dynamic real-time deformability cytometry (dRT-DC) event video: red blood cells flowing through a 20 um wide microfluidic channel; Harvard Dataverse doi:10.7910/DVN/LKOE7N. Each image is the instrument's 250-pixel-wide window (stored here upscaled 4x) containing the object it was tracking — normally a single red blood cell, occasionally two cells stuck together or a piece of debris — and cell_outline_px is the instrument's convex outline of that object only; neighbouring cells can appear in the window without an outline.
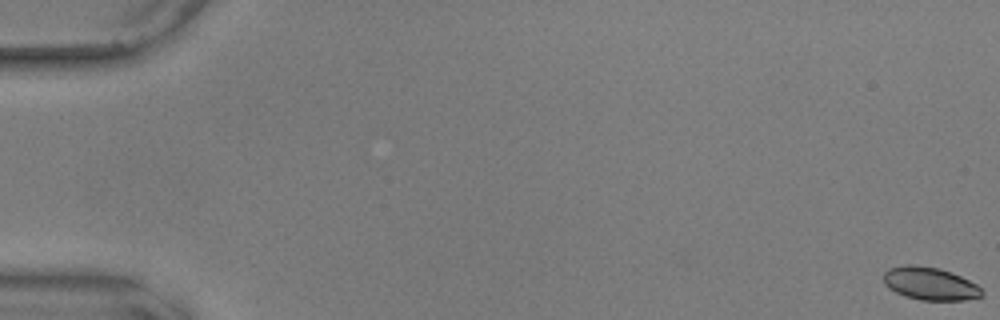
{"species": "common noctule bat (a hibernating species)", "species_latin": "Nyctalus noctula", "temperature_condition": "warm", "stored_images_in_passage": 58, "camera_frame_rate_fps": 3000, "um_per_image_px": 0.085, "animal": {"sex": "male", "body_mass_g": 17.9, "forearm_length_mm": 54.2}, "frame": {"image": 1, "passage_image": 1, "time_ms": 0.0, "image_size_px": [1000, 320], "cell_outline_px": [[984, 296], [964, 300], [920, 300], [904, 296], [888, 288], [884, 284], [884, 272], [888, 268], [904, 264], [916, 264], [940, 268], [952, 272], [984, 288]], "centroid_in_image_um": [79.06, 24.1], "position_along_channel_um": 5.9, "area_um2": 19.19}}
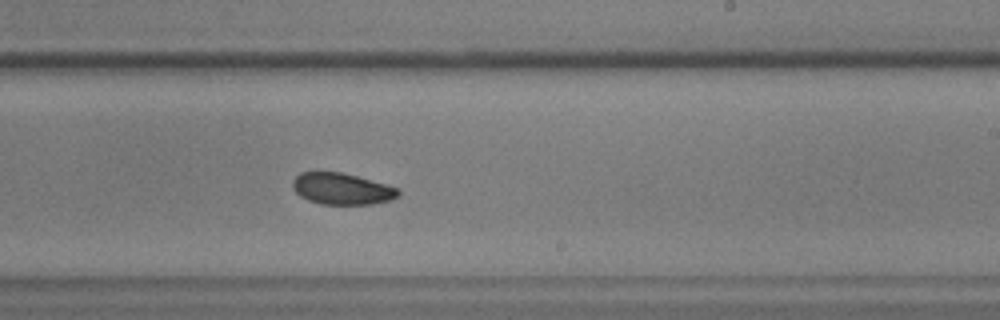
{"frame": {"image": 2, "passage_image": 36, "time_ms": 11.667, "image_size_px": [1000, 320], "cell_outline_px": [[400, 196], [392, 200], [372, 204], [320, 204], [308, 200], [300, 196], [292, 188], [292, 180], [300, 172], [340, 172], [388, 184], [396, 188], [400, 192]], "centroid_in_image_um": [29.06, 16.05], "position_along_channel_um": 259.9, "area_um2": 19.48}}
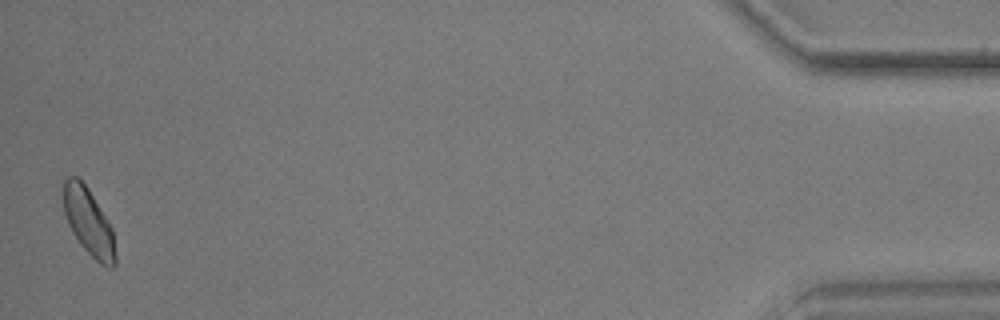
{"frame": {"image": 3, "passage_image": 57, "time_ms": 18.667, "image_size_px": [1000, 320], "cell_outline_px": [[116, 264], [112, 268], [108, 268], [100, 264], [80, 244], [72, 232], [68, 224], [64, 212], [64, 176], [76, 176], [88, 188], [112, 228], [116, 256]], "centroid_in_image_um": [7.53, 18.88], "position_along_channel_um": 427.7, "area_um2": 20.06}, "authors_computed_cell_mechanics": {"area_um2": 19.9121, "velocity_mm_per_s": 3.6003, "shape_relaxation_time_tau1_ms": 6.7107, "shape_relaxation_time_tau2_ms": 6.0496, "deformation_change_tau1": 0.128, "deformation_change_tau2": 0.0941}}